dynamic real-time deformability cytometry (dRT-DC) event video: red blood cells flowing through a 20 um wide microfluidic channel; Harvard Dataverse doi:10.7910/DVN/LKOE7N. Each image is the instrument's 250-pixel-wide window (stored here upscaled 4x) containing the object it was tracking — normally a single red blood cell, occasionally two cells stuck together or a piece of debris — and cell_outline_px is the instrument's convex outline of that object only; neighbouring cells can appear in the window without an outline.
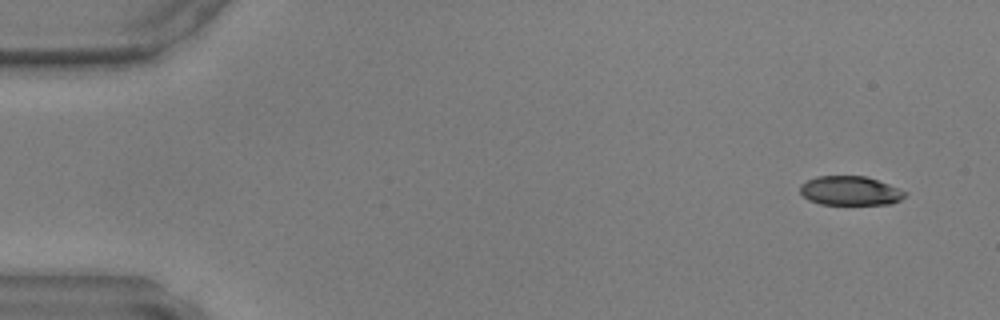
{"species": "common noctule bat (a hibernating species)", "species_latin": "Nyctalus noctula", "temperature_condition": "warm", "stored_images_in_passage": 45, "camera_frame_rate_fps": 3000, "um_per_image_px": 0.085, "animal": {"sex": "male", "body_mass_g": 17.9, "forearm_length_mm": 54.2}, "frame": {"image": 1, "passage_image": 1, "time_ms": 0.0, "image_size_px": [1000, 320], "cell_outline_px": [[908, 196], [892, 204], [820, 204], [808, 200], [800, 192], [800, 184], [816, 176], [864, 176], [888, 184], [908, 192]], "centroid_in_image_um": [72.28, 16.22], "position_along_channel_um": 12.7, "area_um2": 17.86}}
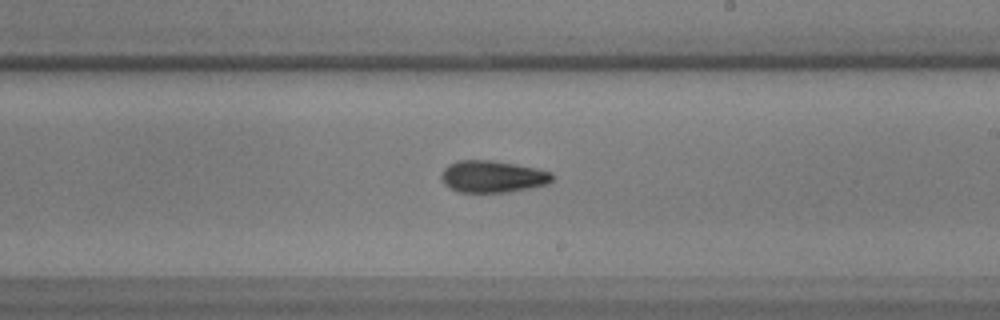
{"frame": {"image": 2, "passage_image": 26, "time_ms": 8.333, "image_size_px": [1000, 320], "cell_outline_px": [[552, 180], [548, 184], [508, 192], [456, 192], [444, 184], [440, 180], [440, 176], [444, 168], [448, 164], [456, 160], [492, 160], [516, 164], [536, 168], [552, 172]], "centroid_in_image_um": [41.82, 15.0], "position_along_channel_um": 247.2, "area_um2": 20.81}}
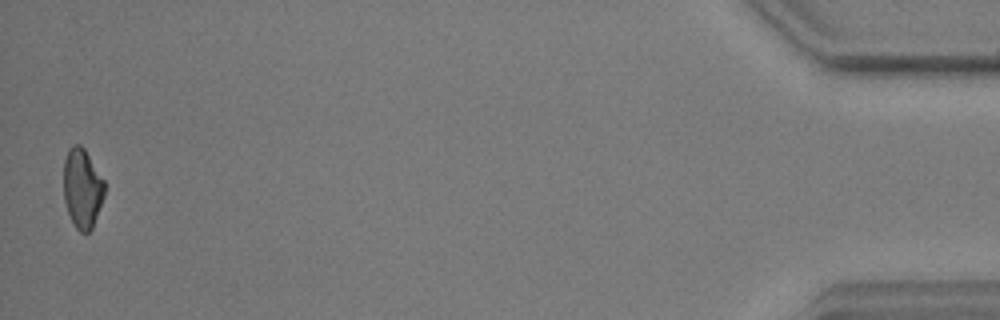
{"frame": {"image": 3, "passage_image": 45, "time_ms": 14.667, "image_size_px": [1000, 320], "cell_outline_px": [[104, 196], [92, 228], [88, 232], [80, 232], [76, 228], [68, 212], [64, 200], [64, 160], [68, 148], [72, 144], [80, 144], [84, 148], [104, 180]], "centroid_in_image_um": [6.98, 15.98], "position_along_channel_um": 428.2, "area_um2": 18.84}}